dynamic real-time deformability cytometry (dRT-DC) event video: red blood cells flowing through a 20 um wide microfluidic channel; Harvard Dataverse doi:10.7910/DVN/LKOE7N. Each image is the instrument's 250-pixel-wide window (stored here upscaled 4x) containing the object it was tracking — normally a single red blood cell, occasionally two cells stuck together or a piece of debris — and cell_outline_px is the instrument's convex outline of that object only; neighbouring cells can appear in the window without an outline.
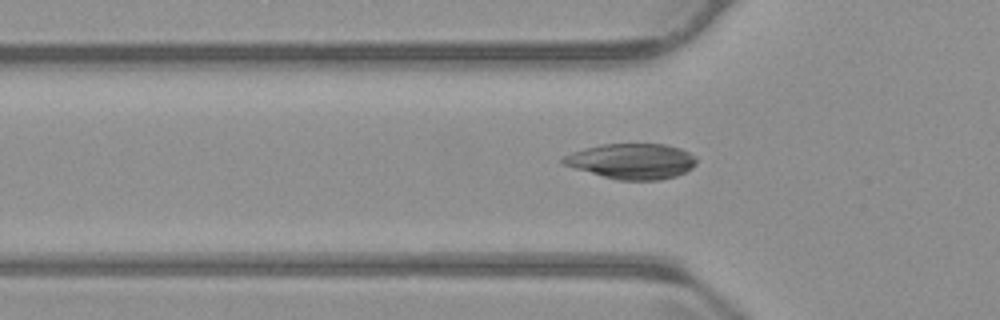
{"species": "common noctule bat (a hibernating species)", "species_latin": "Nyctalus noctula", "temperature_condition": "warm", "stored_images_in_passage": 48, "camera_frame_rate_fps": 3000, "um_per_image_px": 0.085, "animal": {"sex": "male", "body_mass_g": 23.1, "forearm_length_mm": 52.7}, "frame": {"image": 1, "passage_image": 18, "time_ms": 5.667, "image_size_px": [1000, 320], "cell_outline_px": [[696, 164], [692, 168], [676, 176], [660, 180], [616, 180], [560, 164], [560, 160], [564, 156], [572, 152], [584, 148], [604, 144], [664, 144], [680, 148], [696, 156]], "centroid_in_image_um": [53.69, 13.71], "position_along_channel_um": 72.1, "area_um2": 27.63}}
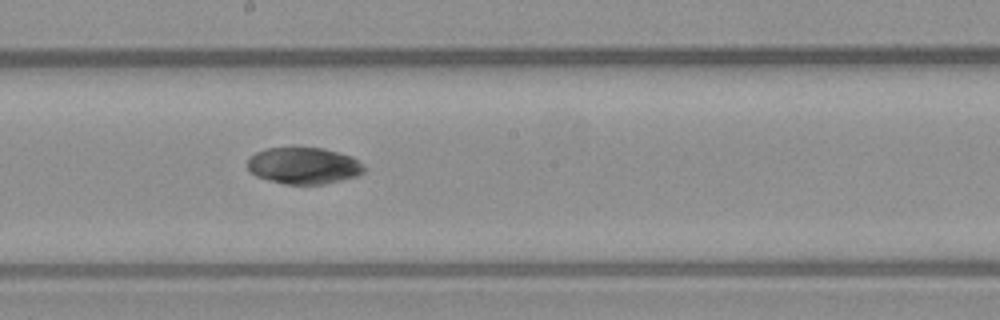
{"frame": {"image": 2, "passage_image": 30, "time_ms": 9.667, "image_size_px": [1000, 320], "cell_outline_px": [[364, 172], [356, 176], [324, 184], [284, 184], [268, 180], [256, 176], [248, 168], [248, 160], [256, 152], [264, 148], [324, 148], [352, 156], [364, 168]], "centroid_in_image_um": [25.8, 14.08], "position_along_channel_um": 222.4, "area_um2": 24.62}}
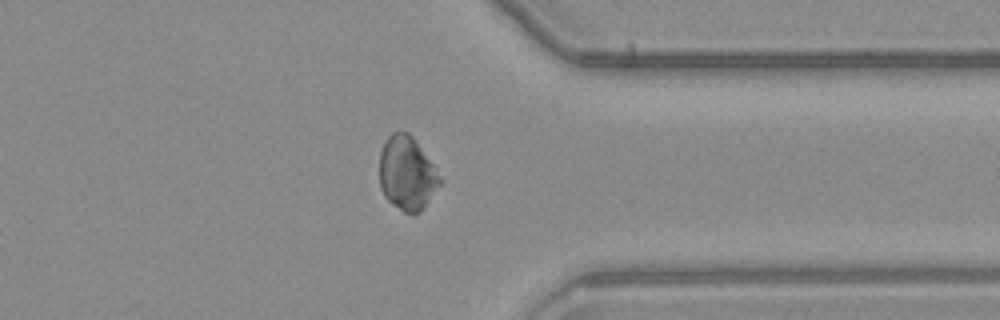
{"frame": {"image": 3, "passage_image": 43, "time_ms": 14.0, "image_size_px": [1000, 320], "cell_outline_px": [[444, 180], [424, 208], [420, 212], [404, 212], [392, 204], [384, 196], [380, 188], [380, 152], [388, 136], [392, 132], [408, 132], [416, 140], [436, 168]], "centroid_in_image_um": [34.62, 14.73], "position_along_channel_um": 376.8, "area_um2": 26.13}, "authors_computed_cell_mechanics": {"area_um2": 26.5591, "velocity_mm_per_s": 3.7279, "shape_relaxation_time_tau1_ms": null, "shape_relaxation_time_tau2_ms": 9.5963, "deformation_change_tau1": null, "deformation_change_tau2": 0.0801}}